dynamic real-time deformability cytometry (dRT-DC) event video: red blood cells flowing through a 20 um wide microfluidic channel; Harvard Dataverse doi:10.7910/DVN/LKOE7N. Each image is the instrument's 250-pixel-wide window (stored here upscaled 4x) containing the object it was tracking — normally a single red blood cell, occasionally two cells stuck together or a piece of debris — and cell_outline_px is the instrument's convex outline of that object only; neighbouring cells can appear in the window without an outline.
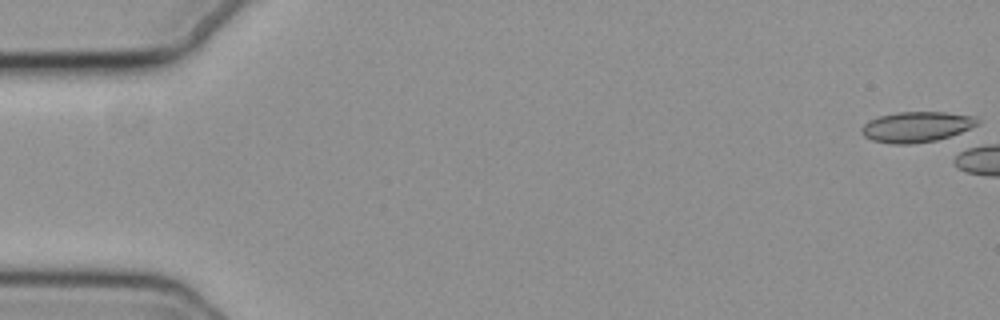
{"species": "common noctule bat (a hibernating species)", "species_latin": "Nyctalus noctula", "temperature_condition": "cold", "stored_images_in_passage": 5, "camera_frame_rate_fps": 3000, "um_per_image_px": 0.085, "animal": {"sex": "female", "body_mass_g": 19.3, "forearm_length_mm": 54.1}, "frame": {"image": 1, "passage_image": 1, "time_ms": 0.0, "image_size_px": [1000, 320], "cell_outline_px": [[980, 120], [976, 124], [960, 132], [936, 140], [912, 144], [892, 144], [872, 140], [864, 136], [860, 132], [860, 128], [868, 120], [876, 116], [896, 112], [944, 112], [972, 116]], "centroid_in_image_um": [77.81, 10.78], "position_along_channel_um": 7.2, "area_um2": 20.52}}